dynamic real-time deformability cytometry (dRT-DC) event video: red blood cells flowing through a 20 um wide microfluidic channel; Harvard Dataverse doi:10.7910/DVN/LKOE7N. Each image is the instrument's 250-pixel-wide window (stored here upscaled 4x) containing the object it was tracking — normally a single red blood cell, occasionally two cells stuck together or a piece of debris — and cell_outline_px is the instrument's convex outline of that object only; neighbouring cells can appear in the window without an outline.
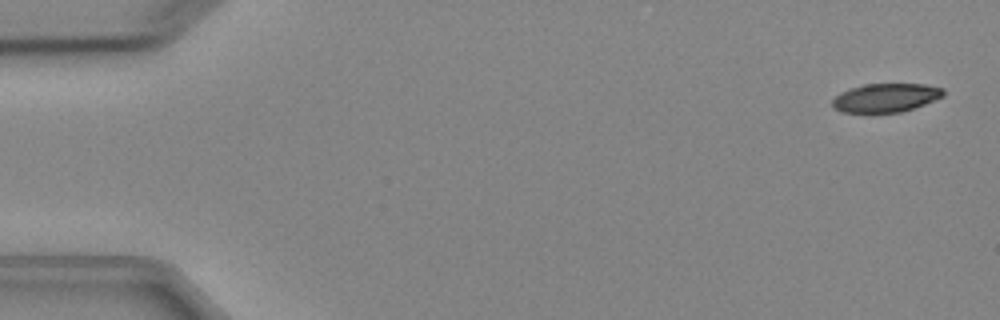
{"species": "Egyptian fruit bat (a non-hibernating species)", "species_latin": "Rousettus aegyptiacus", "temperature_condition": "cold", "stored_images_in_passage": 6, "camera_frame_rate_fps": 3000, "um_per_image_px": 0.085, "animal": {"sex": "female"}, "frame": {"image": 1, "passage_image": 1, "time_ms": 0.0, "image_size_px": [1000, 320], "cell_outline_px": [[944, 96], [924, 104], [900, 112], [872, 116], [840, 112], [832, 108], [832, 100], [840, 92], [848, 88], [864, 84], [924, 84], [944, 88]], "centroid_in_image_um": [75.2, 8.36], "position_along_channel_um": 9.8, "area_um2": 19.42}}